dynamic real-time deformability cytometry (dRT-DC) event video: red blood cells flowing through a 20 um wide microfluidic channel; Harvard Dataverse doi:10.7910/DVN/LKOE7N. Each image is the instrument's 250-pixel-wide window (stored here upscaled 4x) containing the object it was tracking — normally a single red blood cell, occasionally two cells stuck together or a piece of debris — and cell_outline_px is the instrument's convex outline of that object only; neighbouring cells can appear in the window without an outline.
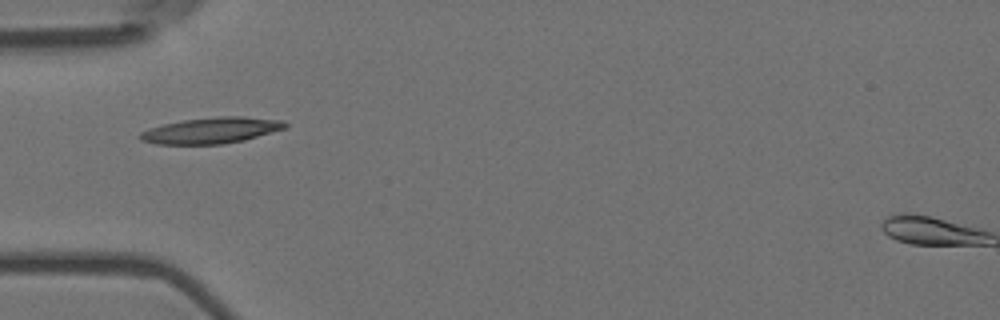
{"species": "Egyptian fruit bat (a non-hibernating species)", "species_latin": "Rousettus aegyptiacus", "temperature_condition": "room temperature", "stored_images_in_passage": 6, "camera_frame_rate_fps": 3000, "um_per_image_px": 0.085, "animal": {"sex": "female"}, "frame": {"image": 1, "passage_image": 6, "time_ms": 1.667, "image_size_px": [1000, 320], "cell_outline_px": [[288, 128], [244, 140], [224, 144], [156, 144], [140, 140], [136, 136], [140, 132], [148, 128], [164, 124], [184, 120], [220, 116], [244, 116], [284, 120], [288, 124]], "centroid_in_image_um": [17.98, 11.08], "position_along_channel_um": 67.0, "area_um2": 22.25}}